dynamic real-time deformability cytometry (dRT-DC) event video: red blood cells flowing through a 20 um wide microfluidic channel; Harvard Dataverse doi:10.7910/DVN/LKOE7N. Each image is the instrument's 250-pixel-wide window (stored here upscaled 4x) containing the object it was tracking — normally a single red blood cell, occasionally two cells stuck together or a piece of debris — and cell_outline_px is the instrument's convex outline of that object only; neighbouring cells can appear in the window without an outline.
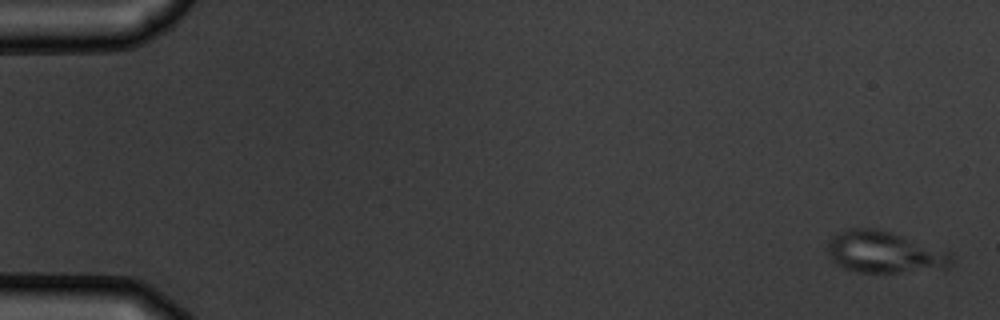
{"species": "common noctule bat (a hibernating species)", "species_latin": "Nyctalus noctula", "temperature_condition": "warm", "stored_images_in_passage": 7, "camera_frame_rate_fps": 3000, "um_per_image_px": 0.085, "animal": {"sex": "male", "body_mass_g": 19.5, "forearm_length_mm": 54.6}, "frame": {"image": 1, "passage_image": 1, "time_ms": 0.0, "image_size_px": [1000, 320], "cell_outline_px": [[952, 264], [948, 268], [900, 272], [856, 272], [844, 268], [836, 264], [828, 256], [828, 244], [832, 236], [848, 228], [872, 228], [888, 232], [948, 252], [952, 256]], "centroid_in_image_um": [75.11, 21.45], "position_along_channel_um": 9.9, "area_um2": 29.48}}
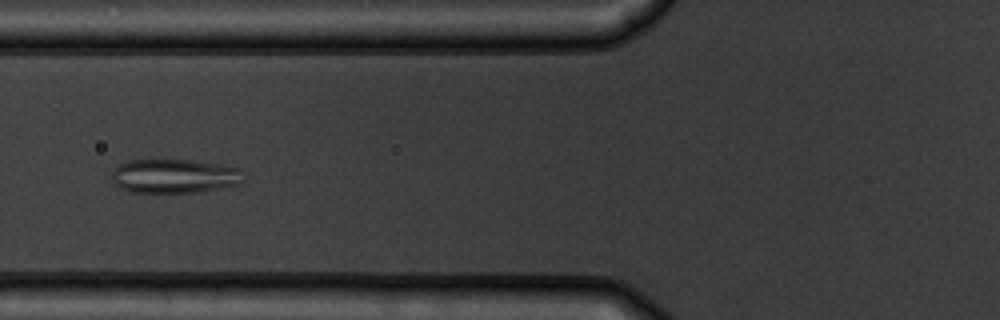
{"frame": {"image": 2, "passage_image": 7, "time_ms": 6.667, "image_size_px": [1000, 320], "cell_outline_px": [[244, 184], [200, 192], [132, 192], [120, 188], [112, 180], [112, 172], [120, 164], [128, 160], [192, 160], [220, 164], [240, 168], [244, 180]], "centroid_in_image_um": [14.88, 14.97], "position_along_channel_um": 110.9, "area_um2": 26.36}}